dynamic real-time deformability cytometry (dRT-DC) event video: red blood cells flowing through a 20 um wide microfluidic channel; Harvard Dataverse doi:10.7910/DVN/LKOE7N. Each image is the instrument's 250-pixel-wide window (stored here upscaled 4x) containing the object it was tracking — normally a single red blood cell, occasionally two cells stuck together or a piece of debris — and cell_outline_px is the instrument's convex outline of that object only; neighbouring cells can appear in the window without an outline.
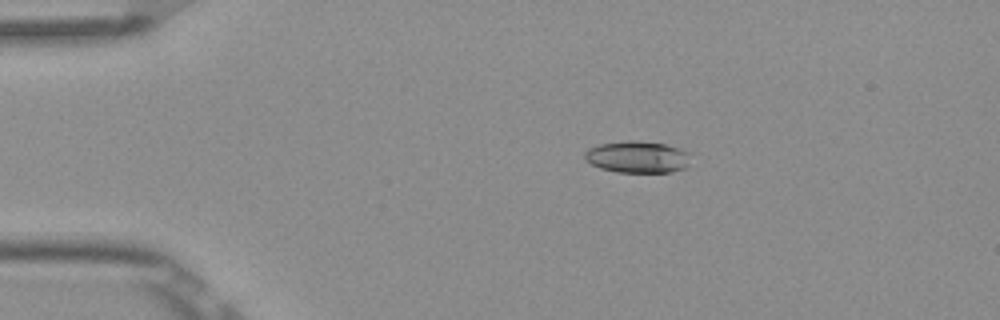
{"species": "Egyptian fruit bat (a non-hibernating species)", "species_latin": "Rousettus aegyptiacus", "temperature_condition": "room temperature", "stored_images_in_passage": 4, "camera_frame_rate_fps": 3000, "um_per_image_px": 0.085, "frame": {"image": 1, "passage_image": 3, "time_ms": 0.667, "image_size_px": [1000, 320], "cell_outline_px": [[688, 168], [672, 172], [616, 172], [600, 168], [584, 160], [584, 152], [588, 148], [600, 144], [628, 140], [636, 140], [664, 144], [680, 148], [688, 152]], "centroid_in_image_um": [54.17, 13.34], "position_along_channel_um": 30.8, "area_um2": 19.77}}